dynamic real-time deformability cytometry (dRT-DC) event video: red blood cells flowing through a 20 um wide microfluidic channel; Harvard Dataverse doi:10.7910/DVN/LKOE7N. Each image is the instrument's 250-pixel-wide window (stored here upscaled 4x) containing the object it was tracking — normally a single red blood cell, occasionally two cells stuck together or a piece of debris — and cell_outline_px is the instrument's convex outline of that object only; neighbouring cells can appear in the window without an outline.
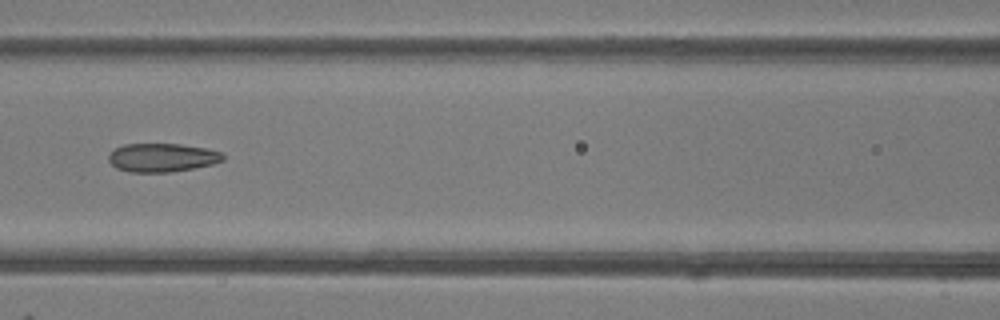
{"species": "common noctule bat (a hibernating species)", "species_latin": "Nyctalus noctula", "temperature_condition": "room temperature", "stored_images_in_passage": 7, "camera_frame_rate_fps": 3000, "um_per_image_px": 0.085, "animal": {"sex": "female"}, "frame": {"image": 1, "passage_image": 7, "time_ms": 6.667, "image_size_px": [1000, 320], "cell_outline_px": [[224, 160], [212, 164], [172, 172], [128, 172], [116, 168], [108, 160], [108, 156], [116, 148], [124, 144], [180, 144], [208, 148], [220, 152], [224, 156]], "centroid_in_image_um": [13.78, 13.39], "position_along_channel_um": 152.8, "area_um2": 19.02}}